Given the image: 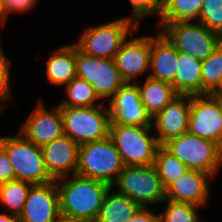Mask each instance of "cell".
Listing matches in <instances>:
<instances>
[{
    "mask_svg": "<svg viewBox=\"0 0 222 222\" xmlns=\"http://www.w3.org/2000/svg\"><path fill=\"white\" fill-rule=\"evenodd\" d=\"M55 181L59 193L61 216L84 222L96 221L104 197L112 188L106 182L76 174Z\"/></svg>",
    "mask_w": 222,
    "mask_h": 222,
    "instance_id": "obj_1",
    "label": "cell"
},
{
    "mask_svg": "<svg viewBox=\"0 0 222 222\" xmlns=\"http://www.w3.org/2000/svg\"><path fill=\"white\" fill-rule=\"evenodd\" d=\"M64 134L79 146L109 137L111 116L104 101L93 107L59 106Z\"/></svg>",
    "mask_w": 222,
    "mask_h": 222,
    "instance_id": "obj_2",
    "label": "cell"
},
{
    "mask_svg": "<svg viewBox=\"0 0 222 222\" xmlns=\"http://www.w3.org/2000/svg\"><path fill=\"white\" fill-rule=\"evenodd\" d=\"M152 126H130L110 123L109 137L115 144L124 166L154 165L160 146L157 138L150 136Z\"/></svg>",
    "mask_w": 222,
    "mask_h": 222,
    "instance_id": "obj_3",
    "label": "cell"
},
{
    "mask_svg": "<svg viewBox=\"0 0 222 222\" xmlns=\"http://www.w3.org/2000/svg\"><path fill=\"white\" fill-rule=\"evenodd\" d=\"M124 164L110 137L79 146L76 175L112 185Z\"/></svg>",
    "mask_w": 222,
    "mask_h": 222,
    "instance_id": "obj_4",
    "label": "cell"
},
{
    "mask_svg": "<svg viewBox=\"0 0 222 222\" xmlns=\"http://www.w3.org/2000/svg\"><path fill=\"white\" fill-rule=\"evenodd\" d=\"M0 145L13 166L14 179L33 185L54 181L46 169L41 147L27 140L20 132L16 137H0Z\"/></svg>",
    "mask_w": 222,
    "mask_h": 222,
    "instance_id": "obj_5",
    "label": "cell"
},
{
    "mask_svg": "<svg viewBox=\"0 0 222 222\" xmlns=\"http://www.w3.org/2000/svg\"><path fill=\"white\" fill-rule=\"evenodd\" d=\"M190 170H199L214 176L222 165V148L215 142L184 133L162 145Z\"/></svg>",
    "mask_w": 222,
    "mask_h": 222,
    "instance_id": "obj_6",
    "label": "cell"
},
{
    "mask_svg": "<svg viewBox=\"0 0 222 222\" xmlns=\"http://www.w3.org/2000/svg\"><path fill=\"white\" fill-rule=\"evenodd\" d=\"M111 186L117 187L118 193L126 195L141 207L166 200V189L154 165L124 166Z\"/></svg>",
    "mask_w": 222,
    "mask_h": 222,
    "instance_id": "obj_7",
    "label": "cell"
},
{
    "mask_svg": "<svg viewBox=\"0 0 222 222\" xmlns=\"http://www.w3.org/2000/svg\"><path fill=\"white\" fill-rule=\"evenodd\" d=\"M139 27L129 17L118 18L106 24L89 27L77 43H74L83 53L104 58L114 59L122 44ZM132 30V31H131Z\"/></svg>",
    "mask_w": 222,
    "mask_h": 222,
    "instance_id": "obj_8",
    "label": "cell"
},
{
    "mask_svg": "<svg viewBox=\"0 0 222 222\" xmlns=\"http://www.w3.org/2000/svg\"><path fill=\"white\" fill-rule=\"evenodd\" d=\"M161 32L175 46L184 52L204 61L222 43V37L210 31L199 22L158 23Z\"/></svg>",
    "mask_w": 222,
    "mask_h": 222,
    "instance_id": "obj_9",
    "label": "cell"
},
{
    "mask_svg": "<svg viewBox=\"0 0 222 222\" xmlns=\"http://www.w3.org/2000/svg\"><path fill=\"white\" fill-rule=\"evenodd\" d=\"M76 77L90 83L101 100L112 98L125 84L114 59H104L83 53L77 47Z\"/></svg>",
    "mask_w": 222,
    "mask_h": 222,
    "instance_id": "obj_10",
    "label": "cell"
},
{
    "mask_svg": "<svg viewBox=\"0 0 222 222\" xmlns=\"http://www.w3.org/2000/svg\"><path fill=\"white\" fill-rule=\"evenodd\" d=\"M188 133L213 141L222 148V113L211 95H191Z\"/></svg>",
    "mask_w": 222,
    "mask_h": 222,
    "instance_id": "obj_11",
    "label": "cell"
},
{
    "mask_svg": "<svg viewBox=\"0 0 222 222\" xmlns=\"http://www.w3.org/2000/svg\"><path fill=\"white\" fill-rule=\"evenodd\" d=\"M61 217L56 181L31 186L24 208L19 214L21 222H56Z\"/></svg>",
    "mask_w": 222,
    "mask_h": 222,
    "instance_id": "obj_12",
    "label": "cell"
},
{
    "mask_svg": "<svg viewBox=\"0 0 222 222\" xmlns=\"http://www.w3.org/2000/svg\"><path fill=\"white\" fill-rule=\"evenodd\" d=\"M111 122L121 125L152 126V118L142 105L137 83H125L109 100Z\"/></svg>",
    "mask_w": 222,
    "mask_h": 222,
    "instance_id": "obj_13",
    "label": "cell"
},
{
    "mask_svg": "<svg viewBox=\"0 0 222 222\" xmlns=\"http://www.w3.org/2000/svg\"><path fill=\"white\" fill-rule=\"evenodd\" d=\"M190 107L191 95L179 94L152 118L159 145L188 132Z\"/></svg>",
    "mask_w": 222,
    "mask_h": 222,
    "instance_id": "obj_14",
    "label": "cell"
},
{
    "mask_svg": "<svg viewBox=\"0 0 222 222\" xmlns=\"http://www.w3.org/2000/svg\"><path fill=\"white\" fill-rule=\"evenodd\" d=\"M42 102L37 105L19 132L35 145L42 147L64 134L59 106L49 111Z\"/></svg>",
    "mask_w": 222,
    "mask_h": 222,
    "instance_id": "obj_15",
    "label": "cell"
},
{
    "mask_svg": "<svg viewBox=\"0 0 222 222\" xmlns=\"http://www.w3.org/2000/svg\"><path fill=\"white\" fill-rule=\"evenodd\" d=\"M150 53V35L124 41L114 60L125 83H131L150 69Z\"/></svg>",
    "mask_w": 222,
    "mask_h": 222,
    "instance_id": "obj_16",
    "label": "cell"
},
{
    "mask_svg": "<svg viewBox=\"0 0 222 222\" xmlns=\"http://www.w3.org/2000/svg\"><path fill=\"white\" fill-rule=\"evenodd\" d=\"M41 149L46 169L54 180L76 174L79 145L67 135L63 134Z\"/></svg>",
    "mask_w": 222,
    "mask_h": 222,
    "instance_id": "obj_17",
    "label": "cell"
},
{
    "mask_svg": "<svg viewBox=\"0 0 222 222\" xmlns=\"http://www.w3.org/2000/svg\"><path fill=\"white\" fill-rule=\"evenodd\" d=\"M211 177V174L203 171L189 170L166 189V200L203 207L210 195L207 179Z\"/></svg>",
    "mask_w": 222,
    "mask_h": 222,
    "instance_id": "obj_18",
    "label": "cell"
},
{
    "mask_svg": "<svg viewBox=\"0 0 222 222\" xmlns=\"http://www.w3.org/2000/svg\"><path fill=\"white\" fill-rule=\"evenodd\" d=\"M178 51L169 39L160 31L151 36L149 77L172 84L177 73Z\"/></svg>",
    "mask_w": 222,
    "mask_h": 222,
    "instance_id": "obj_19",
    "label": "cell"
},
{
    "mask_svg": "<svg viewBox=\"0 0 222 222\" xmlns=\"http://www.w3.org/2000/svg\"><path fill=\"white\" fill-rule=\"evenodd\" d=\"M202 61L184 52H178L177 73L172 83L180 95H202Z\"/></svg>",
    "mask_w": 222,
    "mask_h": 222,
    "instance_id": "obj_20",
    "label": "cell"
},
{
    "mask_svg": "<svg viewBox=\"0 0 222 222\" xmlns=\"http://www.w3.org/2000/svg\"><path fill=\"white\" fill-rule=\"evenodd\" d=\"M76 57L75 44L64 45L49 56L46 73L50 84L66 86L76 77Z\"/></svg>",
    "mask_w": 222,
    "mask_h": 222,
    "instance_id": "obj_21",
    "label": "cell"
},
{
    "mask_svg": "<svg viewBox=\"0 0 222 222\" xmlns=\"http://www.w3.org/2000/svg\"><path fill=\"white\" fill-rule=\"evenodd\" d=\"M142 105L146 112L153 118L164 109L179 94L172 84L147 76L145 83L137 85Z\"/></svg>",
    "mask_w": 222,
    "mask_h": 222,
    "instance_id": "obj_22",
    "label": "cell"
},
{
    "mask_svg": "<svg viewBox=\"0 0 222 222\" xmlns=\"http://www.w3.org/2000/svg\"><path fill=\"white\" fill-rule=\"evenodd\" d=\"M110 188L104 197L103 204L95 222H124L132 218L141 208L139 204Z\"/></svg>",
    "mask_w": 222,
    "mask_h": 222,
    "instance_id": "obj_23",
    "label": "cell"
},
{
    "mask_svg": "<svg viewBox=\"0 0 222 222\" xmlns=\"http://www.w3.org/2000/svg\"><path fill=\"white\" fill-rule=\"evenodd\" d=\"M204 0H163L158 23L198 21Z\"/></svg>",
    "mask_w": 222,
    "mask_h": 222,
    "instance_id": "obj_24",
    "label": "cell"
},
{
    "mask_svg": "<svg viewBox=\"0 0 222 222\" xmlns=\"http://www.w3.org/2000/svg\"><path fill=\"white\" fill-rule=\"evenodd\" d=\"M154 166L157 169L165 189L190 170L183 162L169 153L162 145L157 149Z\"/></svg>",
    "mask_w": 222,
    "mask_h": 222,
    "instance_id": "obj_25",
    "label": "cell"
},
{
    "mask_svg": "<svg viewBox=\"0 0 222 222\" xmlns=\"http://www.w3.org/2000/svg\"><path fill=\"white\" fill-rule=\"evenodd\" d=\"M33 184L22 180H10L0 184V202L7 205L12 214L22 212L28 192Z\"/></svg>",
    "mask_w": 222,
    "mask_h": 222,
    "instance_id": "obj_26",
    "label": "cell"
},
{
    "mask_svg": "<svg viewBox=\"0 0 222 222\" xmlns=\"http://www.w3.org/2000/svg\"><path fill=\"white\" fill-rule=\"evenodd\" d=\"M67 100L64 99L59 106L68 107H93L98 96L95 94L93 86L86 80L75 77L66 85Z\"/></svg>",
    "mask_w": 222,
    "mask_h": 222,
    "instance_id": "obj_27",
    "label": "cell"
},
{
    "mask_svg": "<svg viewBox=\"0 0 222 222\" xmlns=\"http://www.w3.org/2000/svg\"><path fill=\"white\" fill-rule=\"evenodd\" d=\"M202 95L210 94L222 76V43L201 65Z\"/></svg>",
    "mask_w": 222,
    "mask_h": 222,
    "instance_id": "obj_28",
    "label": "cell"
},
{
    "mask_svg": "<svg viewBox=\"0 0 222 222\" xmlns=\"http://www.w3.org/2000/svg\"><path fill=\"white\" fill-rule=\"evenodd\" d=\"M167 208L164 213H160V222H201L196 206L190 203L175 202L165 200Z\"/></svg>",
    "mask_w": 222,
    "mask_h": 222,
    "instance_id": "obj_29",
    "label": "cell"
},
{
    "mask_svg": "<svg viewBox=\"0 0 222 222\" xmlns=\"http://www.w3.org/2000/svg\"><path fill=\"white\" fill-rule=\"evenodd\" d=\"M197 22L222 37V0H204Z\"/></svg>",
    "mask_w": 222,
    "mask_h": 222,
    "instance_id": "obj_30",
    "label": "cell"
},
{
    "mask_svg": "<svg viewBox=\"0 0 222 222\" xmlns=\"http://www.w3.org/2000/svg\"><path fill=\"white\" fill-rule=\"evenodd\" d=\"M133 8L131 20L139 27V21L148 15L160 16L163 0H129Z\"/></svg>",
    "mask_w": 222,
    "mask_h": 222,
    "instance_id": "obj_31",
    "label": "cell"
},
{
    "mask_svg": "<svg viewBox=\"0 0 222 222\" xmlns=\"http://www.w3.org/2000/svg\"><path fill=\"white\" fill-rule=\"evenodd\" d=\"M10 60L6 57L0 44V101L10 99Z\"/></svg>",
    "mask_w": 222,
    "mask_h": 222,
    "instance_id": "obj_32",
    "label": "cell"
},
{
    "mask_svg": "<svg viewBox=\"0 0 222 222\" xmlns=\"http://www.w3.org/2000/svg\"><path fill=\"white\" fill-rule=\"evenodd\" d=\"M37 0H2L1 26L4 25L11 12H27L36 5Z\"/></svg>",
    "mask_w": 222,
    "mask_h": 222,
    "instance_id": "obj_33",
    "label": "cell"
},
{
    "mask_svg": "<svg viewBox=\"0 0 222 222\" xmlns=\"http://www.w3.org/2000/svg\"><path fill=\"white\" fill-rule=\"evenodd\" d=\"M14 180V169L4 148L0 145V184Z\"/></svg>",
    "mask_w": 222,
    "mask_h": 222,
    "instance_id": "obj_34",
    "label": "cell"
},
{
    "mask_svg": "<svg viewBox=\"0 0 222 222\" xmlns=\"http://www.w3.org/2000/svg\"><path fill=\"white\" fill-rule=\"evenodd\" d=\"M124 222H160V215H155L147 207H141L132 218Z\"/></svg>",
    "mask_w": 222,
    "mask_h": 222,
    "instance_id": "obj_35",
    "label": "cell"
},
{
    "mask_svg": "<svg viewBox=\"0 0 222 222\" xmlns=\"http://www.w3.org/2000/svg\"><path fill=\"white\" fill-rule=\"evenodd\" d=\"M7 212L0 213V222H21L18 215Z\"/></svg>",
    "mask_w": 222,
    "mask_h": 222,
    "instance_id": "obj_36",
    "label": "cell"
},
{
    "mask_svg": "<svg viewBox=\"0 0 222 222\" xmlns=\"http://www.w3.org/2000/svg\"><path fill=\"white\" fill-rule=\"evenodd\" d=\"M209 95H211L216 100L222 113V93H210Z\"/></svg>",
    "mask_w": 222,
    "mask_h": 222,
    "instance_id": "obj_37",
    "label": "cell"
},
{
    "mask_svg": "<svg viewBox=\"0 0 222 222\" xmlns=\"http://www.w3.org/2000/svg\"><path fill=\"white\" fill-rule=\"evenodd\" d=\"M56 222H84V221L68 219V218H65V217L61 216Z\"/></svg>",
    "mask_w": 222,
    "mask_h": 222,
    "instance_id": "obj_38",
    "label": "cell"
},
{
    "mask_svg": "<svg viewBox=\"0 0 222 222\" xmlns=\"http://www.w3.org/2000/svg\"><path fill=\"white\" fill-rule=\"evenodd\" d=\"M211 93H222V76L218 83V86Z\"/></svg>",
    "mask_w": 222,
    "mask_h": 222,
    "instance_id": "obj_39",
    "label": "cell"
},
{
    "mask_svg": "<svg viewBox=\"0 0 222 222\" xmlns=\"http://www.w3.org/2000/svg\"><path fill=\"white\" fill-rule=\"evenodd\" d=\"M1 8H2V0H0V26H1Z\"/></svg>",
    "mask_w": 222,
    "mask_h": 222,
    "instance_id": "obj_40",
    "label": "cell"
},
{
    "mask_svg": "<svg viewBox=\"0 0 222 222\" xmlns=\"http://www.w3.org/2000/svg\"><path fill=\"white\" fill-rule=\"evenodd\" d=\"M3 106H4V103H2V102L0 101V114L2 113V112H1V111L3 110L2 108H4Z\"/></svg>",
    "mask_w": 222,
    "mask_h": 222,
    "instance_id": "obj_41",
    "label": "cell"
}]
</instances>
